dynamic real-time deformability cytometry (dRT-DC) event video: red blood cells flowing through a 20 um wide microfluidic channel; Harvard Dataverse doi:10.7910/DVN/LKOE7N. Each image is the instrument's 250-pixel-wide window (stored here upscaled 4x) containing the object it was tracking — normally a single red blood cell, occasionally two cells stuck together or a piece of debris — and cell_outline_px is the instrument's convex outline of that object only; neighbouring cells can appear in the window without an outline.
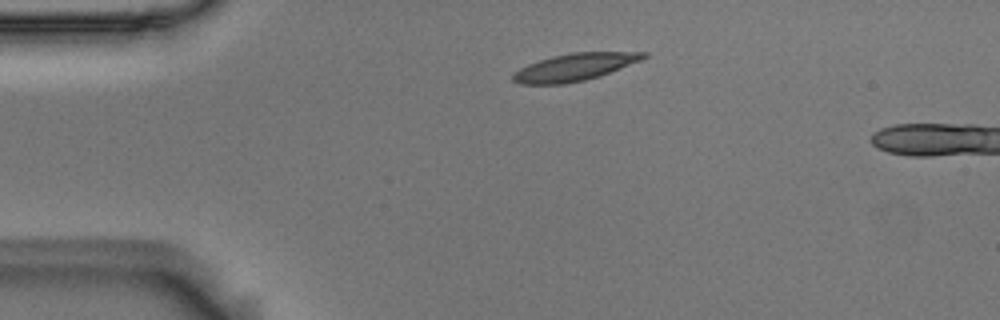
{"species": "Egyptian fruit bat (a non-hibernating species)", "species_latin": "Rousettus aegyptiacus", "temperature_condition": "room temperature", "stored_images_in_passage": 3, "camera_frame_rate_fps": 3000, "um_per_image_px": 0.085, "animal": {"sex": "male"}, "frame": {"image": 1, "passage_image": 2, "time_ms": 0.333, "image_size_px": [1000, 320], "cell_outline_px": [[648, 56], [640, 60], [600, 76], [584, 80], [564, 84], [520, 84], [512, 80], [512, 72], [528, 64], [552, 56], [572, 52], [648, 52]], "centroid_in_image_um": [48.8, 5.7], "position_along_channel_um": 36.2, "area_um2": 20.69}}